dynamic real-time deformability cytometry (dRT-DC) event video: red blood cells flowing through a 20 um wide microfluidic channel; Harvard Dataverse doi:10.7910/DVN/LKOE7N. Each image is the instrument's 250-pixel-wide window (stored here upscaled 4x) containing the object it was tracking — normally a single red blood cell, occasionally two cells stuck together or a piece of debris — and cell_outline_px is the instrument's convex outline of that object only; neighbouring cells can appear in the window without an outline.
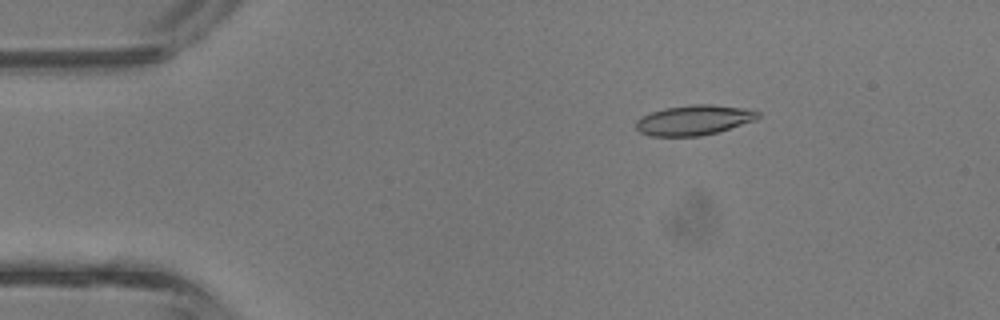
{"species": "common noctule bat (a hibernating species)", "species_latin": "Nyctalus noctula", "temperature_condition": "room temperature", "stored_images_in_passage": 42, "camera_frame_rate_fps": 3000, "um_per_image_px": 0.085, "animal": {"sex": "male", "body_mass_g": 13.3}, "frame": {"image": 1, "passage_image": 7, "time_ms": 2.0, "image_size_px": [1000, 320], "cell_outline_px": [[760, 116], [756, 120], [716, 132], [700, 136], [652, 136], [640, 132], [636, 128], [636, 120], [652, 112], [664, 108], [692, 104], [712, 104], [744, 108], [760, 112]], "centroid_in_image_um": [59.0, 10.2], "position_along_channel_um": 26.0, "area_um2": 21.21}}
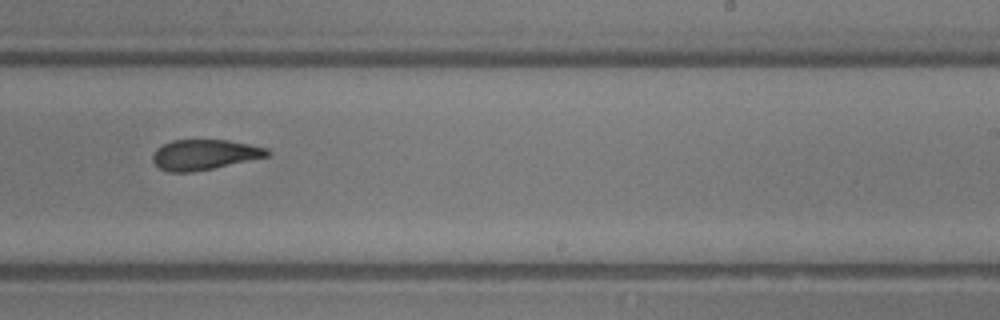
{"frame": {"image": 2, "passage_image": 26, "time_ms": 8.333, "image_size_px": [1000, 320], "cell_outline_px": [[268, 156], [212, 168], [192, 172], [168, 172], [160, 168], [152, 160], [152, 156], [156, 148], [172, 140], [228, 140], [268, 148]], "centroid_in_image_um": [17.33, 13.14], "position_along_channel_um": 271.7, "area_um2": 19.94}}
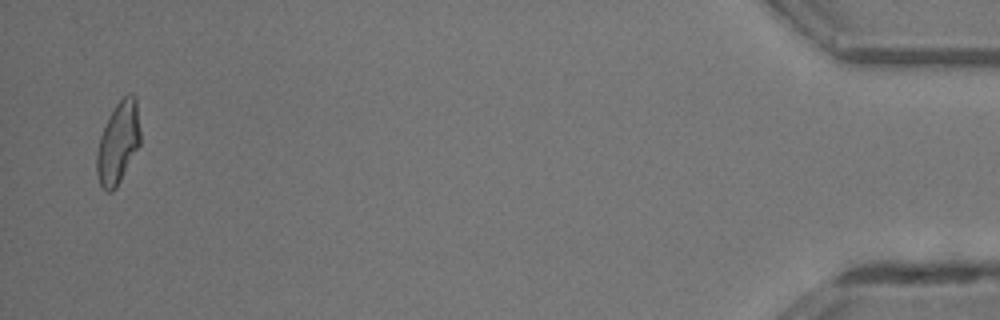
{"frame": {"image": 3, "passage_image": 41, "time_ms": 13.333, "image_size_px": [1000, 320], "cell_outline_px": [[140, 144], [116, 188], [112, 192], [104, 192], [100, 184], [96, 172], [96, 152], [100, 136], [108, 116], [116, 104], [128, 92], [132, 92], [136, 96], [140, 132]], "centroid_in_image_um": [10.03, 12.13], "position_along_channel_um": 425.2, "area_um2": 20.98}, "authors_computed_cell_mechanics": {"area_um2": 20.7213, "velocity_mm_per_s": 4.9236, "shape_relaxation_time_tau1_ms": 2.8633, "shape_relaxation_time_tau2_ms": 2.5362, "deformation_change_tau1": 0.1536, "deformation_change_tau2": 0.1189}}